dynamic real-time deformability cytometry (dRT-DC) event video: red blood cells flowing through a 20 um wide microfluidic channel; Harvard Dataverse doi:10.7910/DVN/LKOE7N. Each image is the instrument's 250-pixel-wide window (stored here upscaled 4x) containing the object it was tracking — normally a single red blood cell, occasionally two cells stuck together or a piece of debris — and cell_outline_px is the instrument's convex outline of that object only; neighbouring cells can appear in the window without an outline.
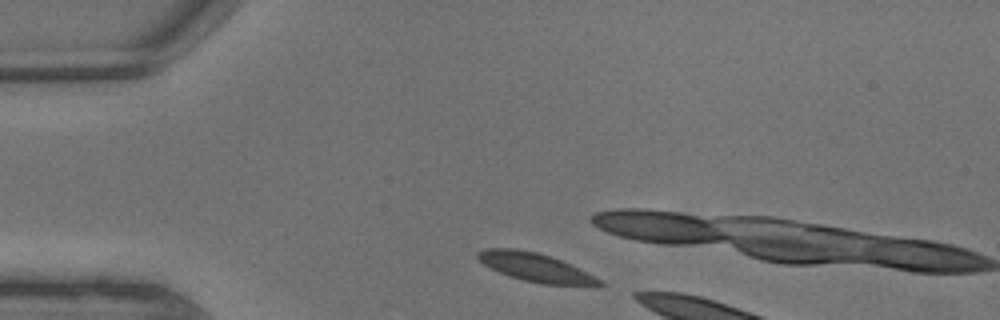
{"species": "common noctule bat (a hibernating species)", "species_latin": "Nyctalus noctula", "temperature_condition": "warm", "stored_images_in_passage": 3, "camera_frame_rate_fps": 3000, "um_per_image_px": 0.085, "animal": {"sex": "male", "body_mass_g": 13.3}, "frame": {"image": 1, "passage_image": 1, "time_ms": 0.0, "image_size_px": [1000, 320], "cell_outline_px": [[608, 284], [604, 288], [588, 288], [544, 284], [524, 280], [500, 272], [484, 264], [476, 256], [476, 252], [484, 248], [516, 248], [536, 252], [572, 264], [604, 280]], "centroid_in_image_um": [45.74, 22.78], "position_along_channel_um": 39.3, "area_um2": 21.04}}